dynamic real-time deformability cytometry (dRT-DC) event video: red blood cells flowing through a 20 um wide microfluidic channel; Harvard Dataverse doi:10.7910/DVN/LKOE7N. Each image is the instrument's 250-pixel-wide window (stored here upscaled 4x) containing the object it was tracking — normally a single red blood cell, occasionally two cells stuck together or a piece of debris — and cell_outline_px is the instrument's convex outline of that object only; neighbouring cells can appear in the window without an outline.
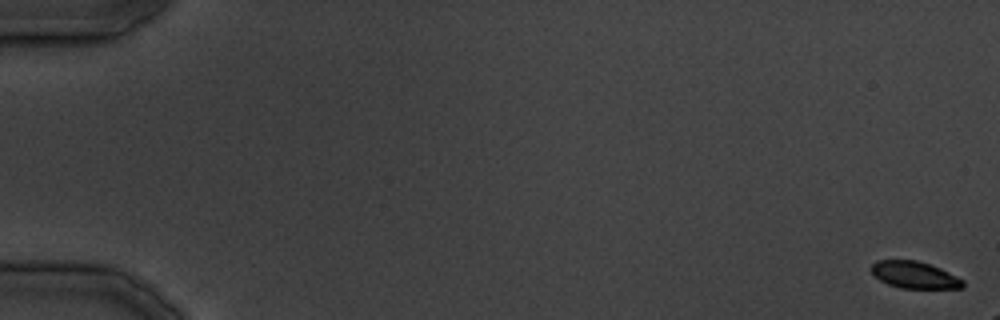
{"species": "common noctule bat (a hibernating species)", "species_latin": "Nyctalus noctula", "temperature_condition": "cold", "stored_images_in_passage": 8, "camera_frame_rate_fps": 3000, "um_per_image_px": 0.085, "animal": {"sex": "male", "body_mass_g": 19.5, "forearm_length_mm": 54.6}, "frame": {"image": 1, "passage_image": 1, "time_ms": 0.0, "image_size_px": [1000, 320], "cell_outline_px": [[964, 288], [900, 288], [888, 284], [880, 280], [872, 272], [872, 264], [876, 260], [916, 260], [940, 268], [964, 280]], "centroid_in_image_um": [77.74, 23.37], "position_along_channel_um": 7.3, "area_um2": 14.22}}